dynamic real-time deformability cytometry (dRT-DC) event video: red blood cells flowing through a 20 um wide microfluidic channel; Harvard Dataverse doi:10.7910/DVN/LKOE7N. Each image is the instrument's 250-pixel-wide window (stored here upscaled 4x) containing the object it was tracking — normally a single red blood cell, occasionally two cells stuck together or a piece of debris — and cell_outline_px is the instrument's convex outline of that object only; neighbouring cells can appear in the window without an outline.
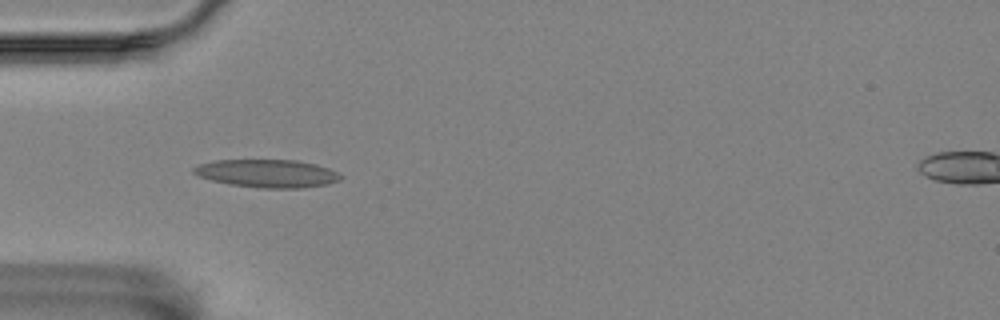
{"species": "Egyptian fruit bat (a non-hibernating species)", "species_latin": "Rousettus aegyptiacus", "temperature_condition": "room temperature", "stored_images_in_passage": 7, "camera_frame_rate_fps": 3000, "um_per_image_px": 0.085, "animal": {"sex": "female"}, "frame": {"image": 1, "passage_image": 1, "time_ms": 0.0, "image_size_px": [1000, 320], "cell_outline_px": [[344, 176], [340, 180], [328, 184], [304, 188], [260, 188], [228, 184], [196, 176], [192, 172], [192, 168], [200, 164], [216, 160], [296, 160], [316, 164], [328, 168]], "centroid_in_image_um": [22.72, 14.75], "position_along_channel_um": 62.3, "area_um2": 24.1}}
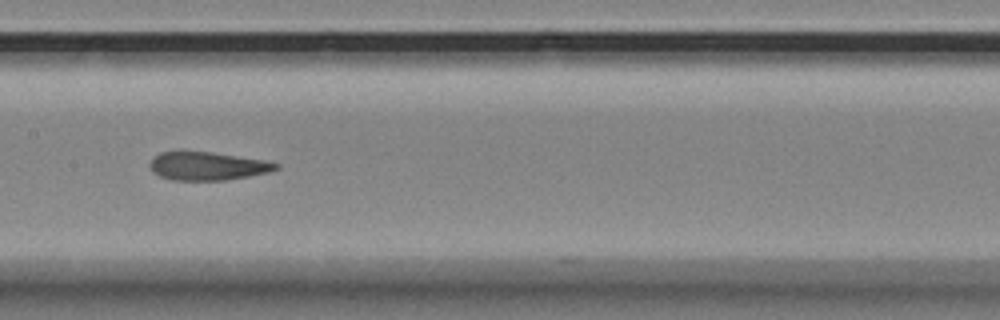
{"frame": {"image": 2, "passage_image": 4, "time_ms": 3.667, "image_size_px": [1000, 320], "cell_outline_px": [[280, 168], [268, 172], [248, 176], [224, 180], [172, 180], [160, 176], [152, 172], [148, 164], [152, 156], [160, 152], [212, 152], [264, 160], [280, 164]], "centroid_in_image_um": [17.6, 14.11], "position_along_channel_um": 189.8, "area_um2": 20.75}}
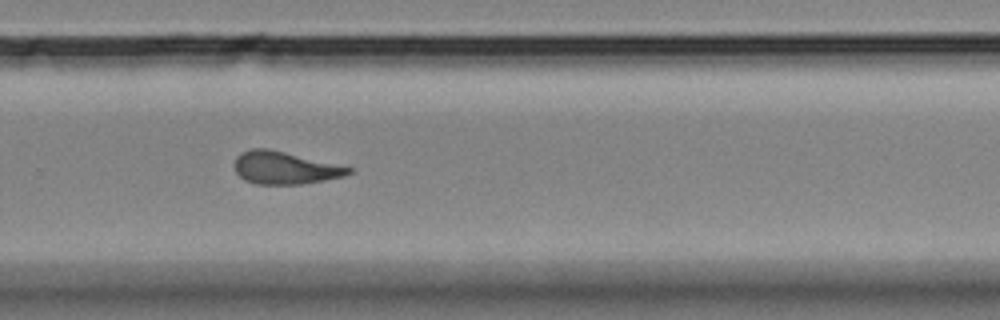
{"frame": {"image": 3, "passage_image": 7, "time_ms": 7.0, "image_size_px": [1000, 320], "cell_outline_px": [[352, 172], [344, 176], [324, 180], [300, 184], [256, 184], [244, 180], [236, 172], [232, 164], [236, 156], [240, 152], [252, 148], [268, 148], [352, 168]], "centroid_in_image_um": [24.13, 14.26], "position_along_channel_um": 305.7, "area_um2": 21.56}}